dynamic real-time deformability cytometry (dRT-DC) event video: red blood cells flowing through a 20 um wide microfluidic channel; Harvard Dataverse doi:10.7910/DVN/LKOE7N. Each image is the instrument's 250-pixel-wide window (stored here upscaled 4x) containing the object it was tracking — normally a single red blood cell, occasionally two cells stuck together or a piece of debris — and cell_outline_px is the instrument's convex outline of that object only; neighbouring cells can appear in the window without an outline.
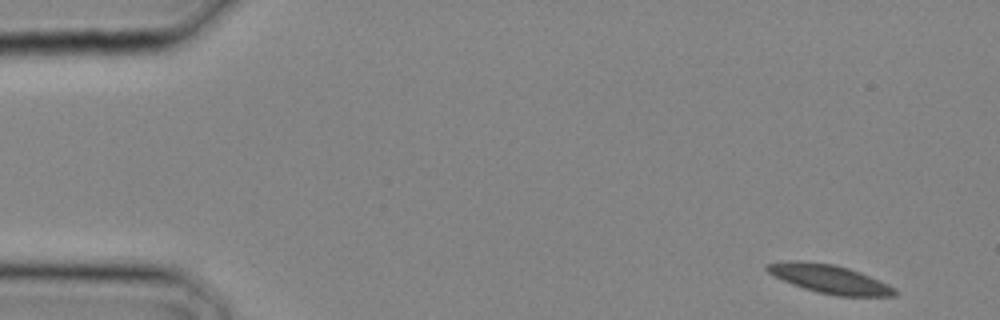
{"species": "common noctule bat (a hibernating species)", "species_latin": "Nyctalus noctula", "temperature_condition": "cold", "stored_images_in_passage": 10, "camera_frame_rate_fps": 3000, "um_per_image_px": 0.085, "animal": {"sex": "male", "body_mass_g": 20.4}, "frame": {"image": 1, "passage_image": 1, "time_ms": 0.0, "image_size_px": [1000, 320], "cell_outline_px": [[896, 296], [836, 296], [816, 292], [792, 284], [768, 272], [764, 268], [768, 264], [796, 260], [836, 264], [860, 272], [880, 280], [896, 288]], "centroid_in_image_um": [70.56, 23.72], "position_along_channel_um": 14.4, "area_um2": 21.15}}
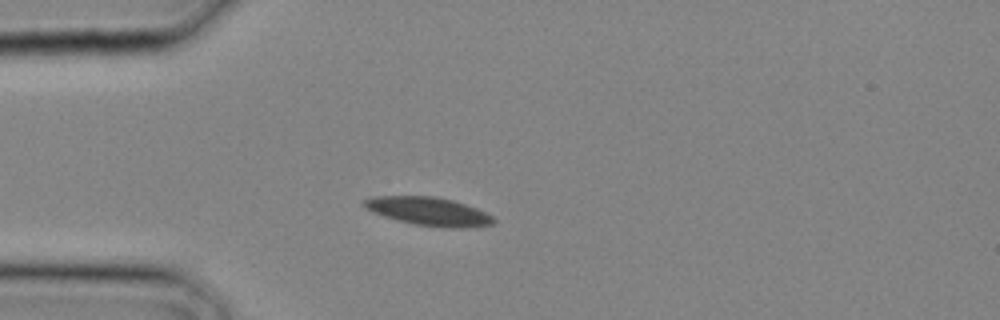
{"frame": {"image": 2, "passage_image": 7, "time_ms": 2.0, "image_size_px": [1000, 320], "cell_outline_px": [[496, 220], [492, 224], [460, 228], [440, 228], [416, 224], [400, 220], [372, 212], [364, 208], [360, 204], [364, 200], [372, 196], [436, 196], [452, 200], [476, 208], [492, 216]], "centroid_in_image_um": [36.4, 17.96], "position_along_channel_um": 48.6, "area_um2": 21.27}}
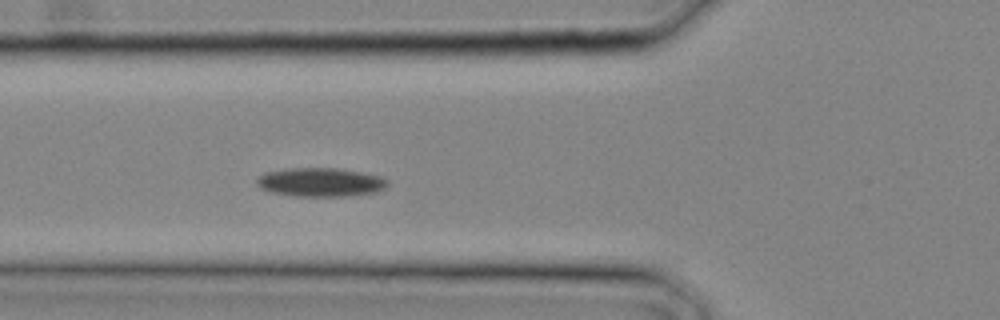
{"frame": {"image": 3, "passage_image": 10, "time_ms": 3.0, "image_size_px": [1000, 320], "cell_outline_px": [[388, 184], [384, 188], [376, 192], [344, 196], [296, 196], [272, 192], [260, 188], [256, 184], [256, 180], [264, 172], [284, 168], [340, 168], [380, 176], [388, 180]], "centroid_in_image_um": [27.21, 15.48], "position_along_channel_um": 98.6, "area_um2": 21.96}}